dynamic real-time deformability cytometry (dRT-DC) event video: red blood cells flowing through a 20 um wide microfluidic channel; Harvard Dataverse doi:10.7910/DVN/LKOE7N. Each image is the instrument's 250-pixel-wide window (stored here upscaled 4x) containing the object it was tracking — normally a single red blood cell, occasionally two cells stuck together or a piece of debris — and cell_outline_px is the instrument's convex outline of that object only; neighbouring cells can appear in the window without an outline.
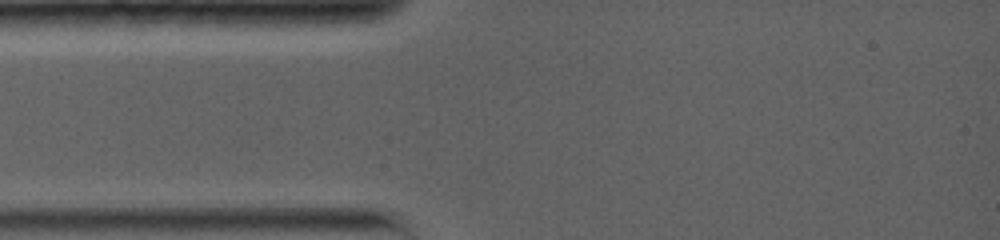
{"species": "common noctule bat (a hibernating species)", "species_latin": "Nyctalus noctula", "temperature_condition": "warm", "stored_images_in_passage": 1, "camera_frame_rate_fps": 5000, "um_per_image_px": 0.085, "animal": {"sex": "female", "body_mass_g": 19.0, "forearm_length_mm": 56.7}, "frame": {"image": 1, "passage_image": 1, "time_ms": 0.0, "image_size_px": [1000, 240], "cell_outline_px": [[608, 200], [604, 216], [540, 184], [540, 176], [556, 164], [608, 172]], "centroid_in_image_um": [49.23, 15.78], "position_along_channel_um": 35.8, "area_um2": 15.72}}